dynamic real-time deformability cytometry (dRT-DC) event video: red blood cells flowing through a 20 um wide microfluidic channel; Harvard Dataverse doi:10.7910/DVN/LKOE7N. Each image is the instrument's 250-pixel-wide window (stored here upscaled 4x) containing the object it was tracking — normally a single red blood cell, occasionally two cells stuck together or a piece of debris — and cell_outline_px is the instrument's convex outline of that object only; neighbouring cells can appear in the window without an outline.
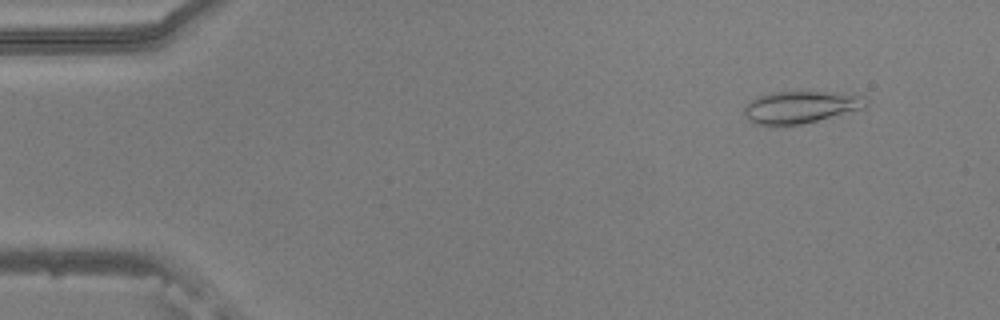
{"species": "common noctule bat (a hibernating species)", "species_latin": "Nyctalus noctula", "temperature_condition": "warm", "stored_images_in_passage": 50, "camera_frame_rate_fps": 3000, "um_per_image_px": 0.085, "animal": {"sex": "male", "body_mass_g": 20.5, "forearm_length_mm": 52.5}, "frame": {"image": 1, "passage_image": 2, "time_ms": 0.333, "image_size_px": [1000, 320], "cell_outline_px": [[868, 100], [864, 108], [784, 128], [752, 124], [744, 116], [744, 108], [756, 96], [768, 92], [832, 92], [864, 96]], "centroid_in_image_um": [67.96, 9.13], "position_along_channel_um": 17.0, "area_um2": 23.18}}
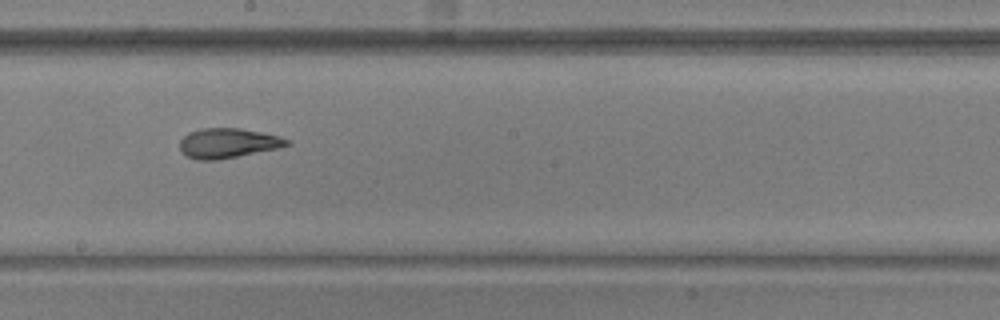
{"frame": {"image": 2, "passage_image": 27, "time_ms": 8.667, "image_size_px": [1000, 320], "cell_outline_px": [[292, 144], [276, 148], [216, 160], [200, 160], [188, 156], [180, 152], [180, 140], [188, 132], [200, 128], [240, 128], [280, 136], [288, 140]], "centroid_in_image_um": [19.33, 12.15], "position_along_channel_um": 228.9, "area_um2": 18.38}}
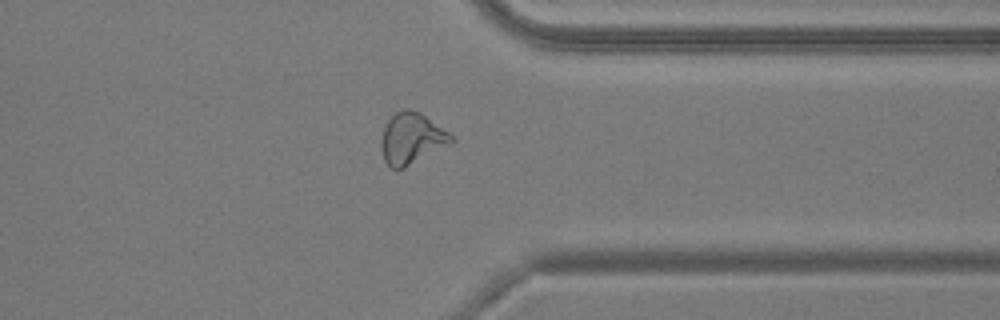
{"frame": {"image": 3, "passage_image": 39, "time_ms": 12.667, "image_size_px": [1000, 320], "cell_outline_px": [[452, 144], [404, 168], [392, 168], [384, 160], [380, 148], [384, 128], [388, 120], [396, 112], [404, 108], [408, 108], [420, 112], [448, 132], [452, 136]], "centroid_in_image_um": [34.98, 11.77], "position_along_channel_um": 376.4, "area_um2": 20.75}, "authors_computed_cell_mechanics": {"area_um2": 20.0566, "velocity_mm_per_s": 3.79, "shape_relaxation_time_tau1_ms": 6.6103, "shape_relaxation_time_tau2_ms": 3.0058, "deformation_change_tau1": 0.1853, "deformation_change_tau2": 0.1202}}